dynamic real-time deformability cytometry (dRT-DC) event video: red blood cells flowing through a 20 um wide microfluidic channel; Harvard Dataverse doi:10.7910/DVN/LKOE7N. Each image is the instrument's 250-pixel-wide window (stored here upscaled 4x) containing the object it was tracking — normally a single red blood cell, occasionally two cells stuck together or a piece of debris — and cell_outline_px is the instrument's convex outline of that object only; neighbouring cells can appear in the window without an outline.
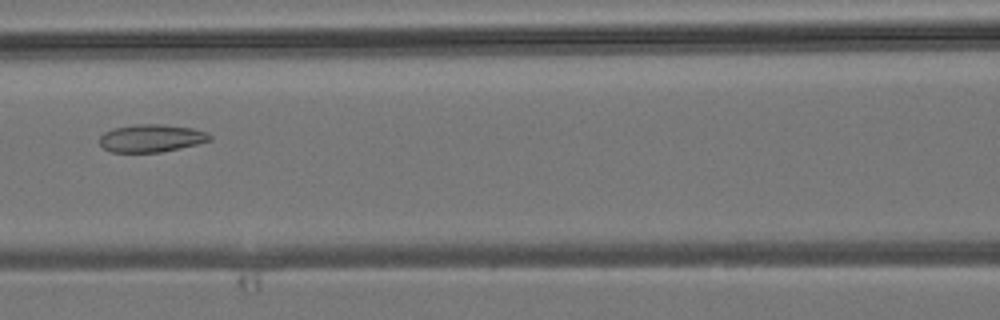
{"species": "common noctule bat (a hibernating species)", "species_latin": "Nyctalus noctula", "temperature_condition": "room temperature", "stored_images_in_passage": 9, "segment_of_instrument_passage": [1, 2], "camera_frame_rate_fps": 3000, "um_per_image_px": 0.085, "animal": {"sex": "male", "body_mass_g": 19.2, "forearm_length_mm": 51.8}, "frame": {"image": 1, "passage_image": 6, "time_ms": 6.0, "image_size_px": [1000, 320], "cell_outline_px": [[212, 140], [180, 148], [160, 152], [112, 152], [104, 148], [100, 144], [100, 136], [104, 132], [116, 128], [136, 124], [164, 124], [192, 128], [208, 132], [212, 136]], "centroid_in_image_um": [12.89, 11.74], "position_along_channel_um": 153.7, "area_um2": 17.74}}
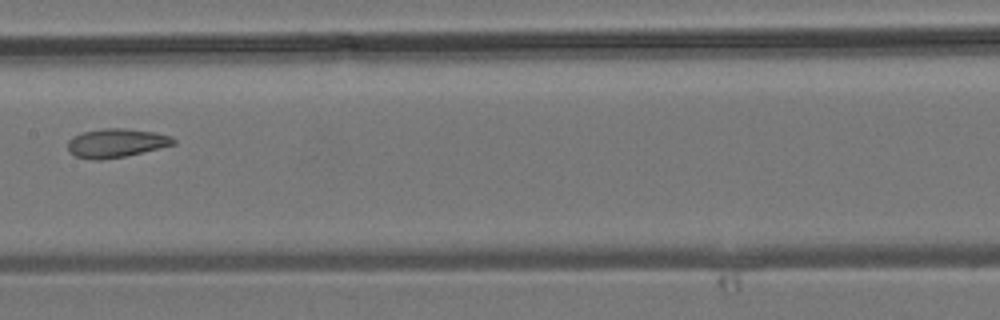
{"frame": {"image": 2, "passage_image": 7, "time_ms": 7.0, "image_size_px": [1000, 320], "cell_outline_px": [[176, 144], [124, 156], [100, 160], [92, 160], [76, 156], [68, 152], [68, 140], [72, 136], [84, 132], [104, 128], [124, 128], [156, 132], [172, 136], [176, 140]], "centroid_in_image_um": [9.87, 12.15], "position_along_channel_um": 197.5, "area_um2": 17.74}}
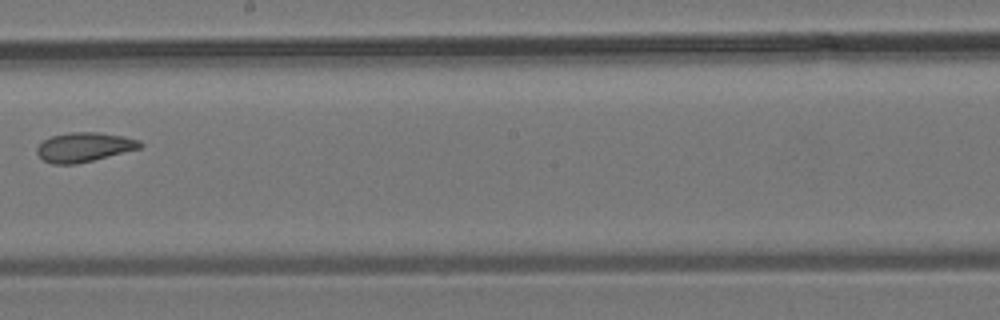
{"frame": {"image": 3, "passage_image": 8, "time_ms": 8.0, "image_size_px": [1000, 320], "cell_outline_px": [[144, 144], [140, 148], [76, 164], [52, 164], [44, 160], [36, 152], [36, 148], [44, 140], [52, 136], [72, 132], [100, 132], [124, 136], [140, 140]], "centroid_in_image_um": [7.17, 12.5], "position_along_channel_um": 241.0, "area_um2": 17.51}}